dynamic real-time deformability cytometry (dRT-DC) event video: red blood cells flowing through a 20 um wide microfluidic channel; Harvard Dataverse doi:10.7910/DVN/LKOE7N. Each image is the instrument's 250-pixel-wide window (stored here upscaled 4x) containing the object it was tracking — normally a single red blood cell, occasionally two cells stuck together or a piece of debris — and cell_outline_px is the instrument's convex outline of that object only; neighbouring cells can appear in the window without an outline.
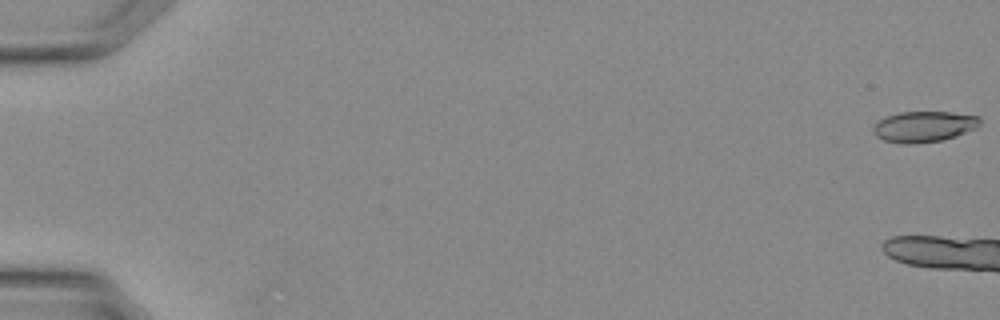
{"species": "Egyptian fruit bat (a non-hibernating species)", "species_latin": "Rousettus aegyptiacus", "temperature_condition": "warm", "stored_images_in_passage": 4, "camera_frame_rate_fps": 3000, "um_per_image_px": 0.085, "animal": {"sex": "female"}, "frame": {"image": 1, "passage_image": 1, "time_ms": 0.0, "image_size_px": [1000, 320], "cell_outline_px": [[980, 124], [976, 128], [956, 136], [944, 140], [908, 144], [904, 144], [884, 140], [876, 136], [872, 128], [880, 120], [888, 116], [900, 112], [952, 112], [980, 116]], "centroid_in_image_um": [78.57, 10.76], "position_along_channel_um": 6.4, "area_um2": 19.07}}